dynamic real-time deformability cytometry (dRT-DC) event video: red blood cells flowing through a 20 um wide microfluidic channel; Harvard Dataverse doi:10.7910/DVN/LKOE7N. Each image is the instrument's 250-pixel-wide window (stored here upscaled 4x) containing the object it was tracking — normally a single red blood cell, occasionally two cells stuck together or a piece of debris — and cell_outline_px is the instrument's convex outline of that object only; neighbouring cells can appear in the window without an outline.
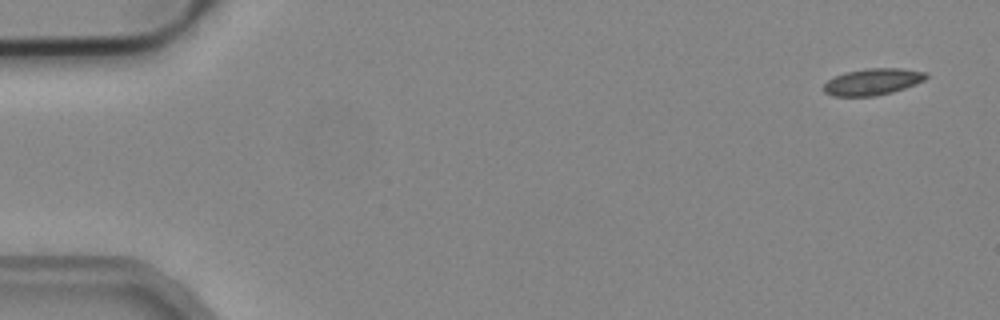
{"species": "common noctule bat (a hibernating species)", "species_latin": "Nyctalus noctula", "temperature_condition": "cold", "stored_images_in_passage": 6, "camera_frame_rate_fps": 3000, "um_per_image_px": 0.085, "animal": {"sex": "male", "body_mass_g": 19.2, "forearm_length_mm": 51.8}, "frame": {"image": 1, "passage_image": 1, "time_ms": 0.0, "image_size_px": [1000, 320], "cell_outline_px": [[928, 76], [924, 80], [916, 84], [892, 92], [876, 96], [832, 96], [824, 92], [824, 84], [832, 76], [844, 72], [864, 68], [900, 68], [928, 72]], "centroid_in_image_um": [74.16, 6.94], "position_along_channel_um": 10.8, "area_um2": 16.07}}
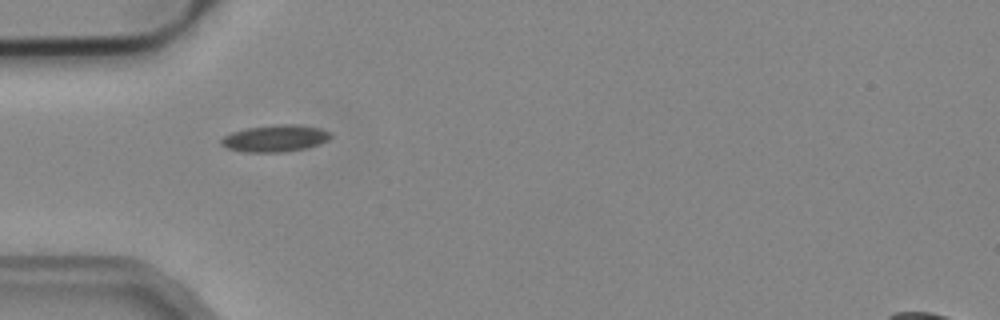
{"frame": {"image": 2, "passage_image": 5, "time_ms": 1.333, "image_size_px": [1000, 320], "cell_outline_px": [[332, 136], [328, 140], [320, 144], [308, 148], [284, 152], [244, 152], [228, 148], [220, 144], [220, 140], [224, 136], [232, 132], [248, 128], [272, 124], [296, 124], [320, 128], [332, 132]], "centroid_in_image_um": [23.43, 11.76], "position_along_channel_um": 61.6, "area_um2": 17.34}}